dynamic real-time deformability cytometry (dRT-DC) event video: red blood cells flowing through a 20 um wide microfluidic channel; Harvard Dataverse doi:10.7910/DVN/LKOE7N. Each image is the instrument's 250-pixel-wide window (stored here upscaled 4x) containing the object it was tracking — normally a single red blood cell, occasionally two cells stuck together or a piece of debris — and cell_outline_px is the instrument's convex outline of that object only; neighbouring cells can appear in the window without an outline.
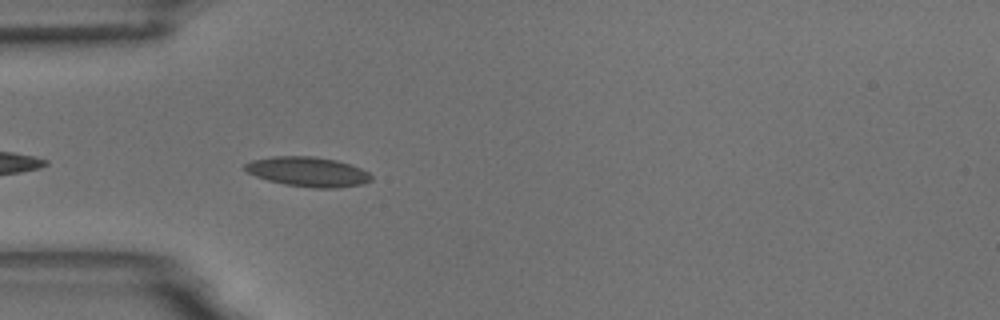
{"species": "common noctule bat (a hibernating species)", "species_latin": "Nyctalus noctula", "temperature_condition": "room temperature", "stored_images_in_passage": 7, "camera_frame_rate_fps": 3000, "um_per_image_px": 0.085, "animal": {"sex": "male", "body_mass_g": 18.8}, "frame": {"image": 1, "passage_image": 3, "time_ms": 0.667, "image_size_px": [1000, 320], "cell_outline_px": [[372, 180], [364, 184], [336, 188], [312, 188], [284, 184], [268, 180], [256, 176], [248, 172], [244, 168], [244, 164], [252, 160], [272, 156], [312, 156], [336, 160], [352, 164], [368, 172], [372, 176]], "centroid_in_image_um": [26.2, 14.6], "position_along_channel_um": 58.8, "area_um2": 21.96}}